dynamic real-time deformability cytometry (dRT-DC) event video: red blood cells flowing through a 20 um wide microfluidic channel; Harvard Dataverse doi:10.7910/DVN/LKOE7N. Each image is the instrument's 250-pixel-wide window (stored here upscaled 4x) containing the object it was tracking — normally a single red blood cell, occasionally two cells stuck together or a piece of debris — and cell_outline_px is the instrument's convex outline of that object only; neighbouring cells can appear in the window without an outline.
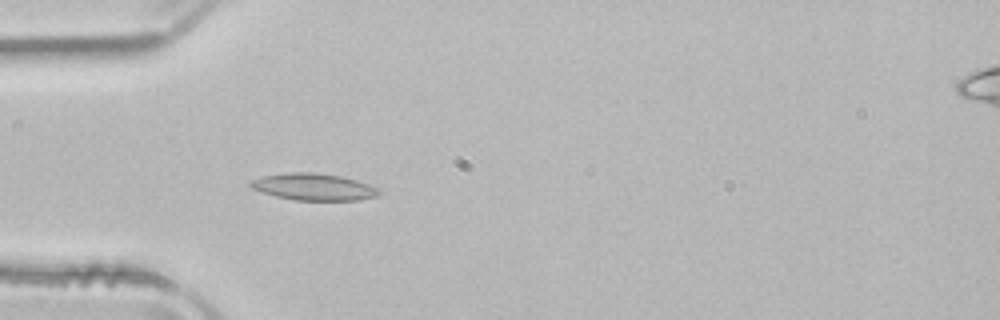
{"species": "common noctule bat (a hibernating species)", "species_latin": "Nyctalus noctula", "temperature_condition": "room temperature", "stored_images_in_passage": 4, "camera_frame_rate_fps": 3000, "um_per_image_px": 0.085, "animal": {"sex": "male", "body_mass_g": 21.5, "forearm_length_mm": 52.0}, "frame": {"image": 1, "passage_image": 4, "time_ms": 1.0, "image_size_px": [1000, 320], "cell_outline_px": [[380, 192], [376, 196], [360, 200], [292, 200], [276, 196], [252, 188], [248, 184], [252, 180], [264, 176], [288, 172], [312, 172], [340, 176], [356, 180], [380, 188]], "centroid_in_image_um": [26.68, 15.88], "position_along_channel_um": 58.3, "area_um2": 19.94}}